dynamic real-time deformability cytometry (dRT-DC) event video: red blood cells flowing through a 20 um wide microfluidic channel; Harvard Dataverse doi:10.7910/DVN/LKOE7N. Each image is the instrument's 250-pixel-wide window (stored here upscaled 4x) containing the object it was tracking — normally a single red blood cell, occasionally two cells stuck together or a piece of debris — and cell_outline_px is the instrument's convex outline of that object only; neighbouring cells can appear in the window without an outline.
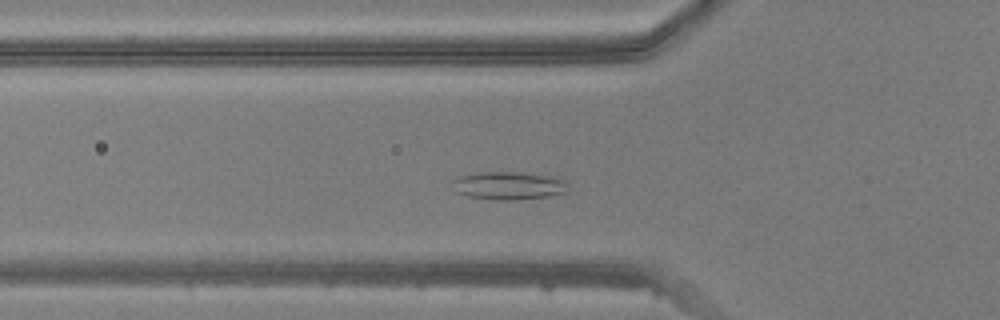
{"species": "common noctule bat (a hibernating species)", "species_latin": "Nyctalus noctula", "temperature_condition": "warm", "stored_images_in_passage": 38, "camera_frame_rate_fps": 3000, "um_per_image_px": 0.085, "animal": {"sex": "male", "body_mass_g": 20.5, "forearm_length_mm": 52.5}, "frame": {"image": 1, "passage_image": 5, "time_ms": 1.333, "image_size_px": [1000, 320], "cell_outline_px": [[568, 192], [548, 196], [516, 200], [492, 200], [468, 196], [456, 192], [452, 180], [460, 176], [480, 172], [512, 172], [552, 176], [564, 180]], "centroid_in_image_um": [43.22, 15.79], "position_along_channel_um": 82.6, "area_um2": 18.73}}
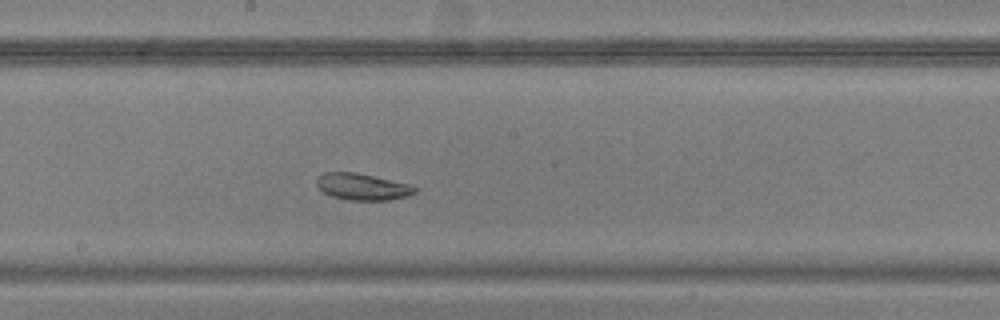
{"frame": {"image": 2, "passage_image": 15, "time_ms": 4.667, "image_size_px": [1000, 320], "cell_outline_px": [[416, 192], [408, 196], [388, 200], [348, 200], [332, 196], [324, 192], [316, 184], [316, 180], [324, 172], [356, 172], [412, 184], [416, 188]], "centroid_in_image_um": [30.84, 15.87], "position_along_channel_um": 217.4, "area_um2": 15.26}}
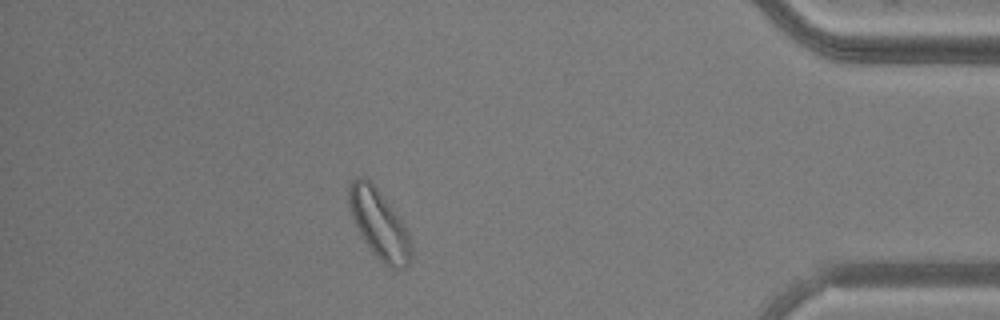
{"frame": {"image": 3, "passage_image": 32, "time_ms": 10.333, "image_size_px": [1000, 320], "cell_outline_px": [[412, 256], [408, 264], [404, 268], [396, 272], [392, 272], [372, 252], [364, 240], [352, 216], [348, 204], [348, 184], [352, 180], [360, 176], [364, 176], [380, 192], [400, 216], [412, 240]], "centroid_in_image_um": [32.27, 19.1], "position_along_channel_um": 402.9, "area_um2": 25.43}}